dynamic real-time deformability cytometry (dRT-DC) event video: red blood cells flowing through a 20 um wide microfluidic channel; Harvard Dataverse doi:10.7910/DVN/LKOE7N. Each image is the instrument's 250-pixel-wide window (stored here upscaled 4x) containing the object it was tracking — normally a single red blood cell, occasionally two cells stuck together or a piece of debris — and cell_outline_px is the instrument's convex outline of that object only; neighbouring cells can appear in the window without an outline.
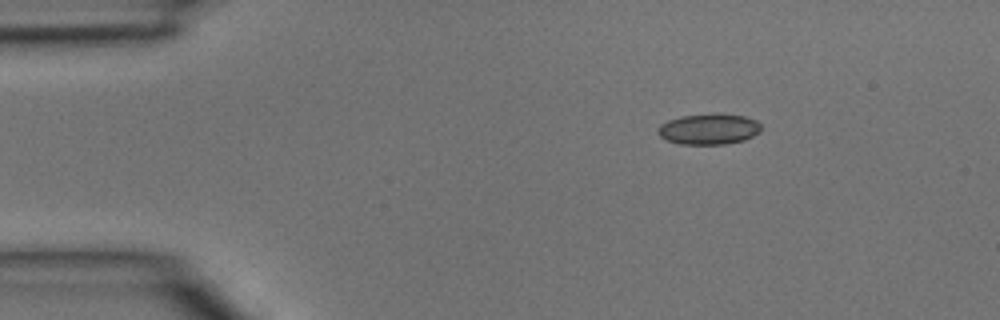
{"species": "common noctule bat (a hibernating species)", "species_latin": "Nyctalus noctula", "temperature_condition": "room temperature", "stored_images_in_passage": 4, "camera_frame_rate_fps": 3000, "um_per_image_px": 0.085, "animal": {"sex": "male", "body_mass_g": 15.6}, "frame": {"image": 1, "passage_image": 1, "time_ms": 0.0, "image_size_px": [1000, 320], "cell_outline_px": [[760, 132], [744, 140], [724, 144], [680, 144], [664, 140], [656, 132], [656, 128], [660, 124], [668, 120], [680, 116], [716, 112], [744, 116], [756, 120], [760, 124]], "centroid_in_image_um": [60.21, 10.95], "position_along_channel_um": 24.8, "area_um2": 18.9}}
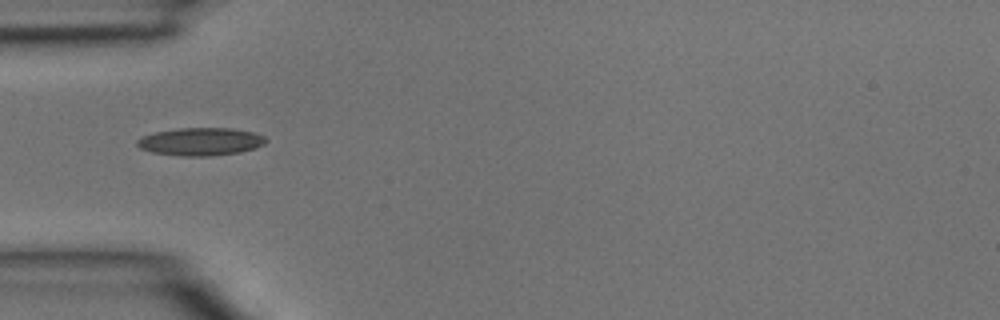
{"frame": {"image": 2, "passage_image": 3, "time_ms": 0.667, "image_size_px": [1000, 320], "cell_outline_px": [[268, 140], [264, 144], [256, 148], [240, 152], [212, 156], [180, 156], [152, 152], [140, 148], [136, 144], [136, 140], [144, 136], [156, 132], [180, 128], [232, 128], [252, 132], [264, 136]], "centroid_in_image_um": [17.08, 12.04], "position_along_channel_um": 67.9, "area_um2": 20.87}}